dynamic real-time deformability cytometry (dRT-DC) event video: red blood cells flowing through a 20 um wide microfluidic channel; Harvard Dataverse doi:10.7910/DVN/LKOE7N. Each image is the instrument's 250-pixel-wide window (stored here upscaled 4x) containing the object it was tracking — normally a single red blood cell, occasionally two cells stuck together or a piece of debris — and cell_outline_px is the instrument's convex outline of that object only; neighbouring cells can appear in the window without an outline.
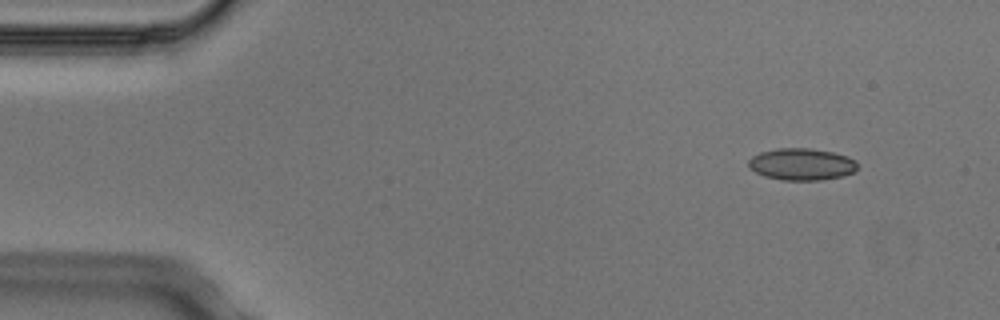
{"species": "Egyptian fruit bat (a non-hibernating species)", "species_latin": "Rousettus aegyptiacus", "temperature_condition": "cold", "stored_images_in_passage": 5, "segment_of_instrument_passage": [1, 2], "camera_frame_rate_fps": 3000, "um_per_image_px": 0.085, "animal": {"sex": "male"}, "frame": {"image": 1, "passage_image": 1, "time_ms": 0.0, "image_size_px": [1000, 320], "cell_outline_px": [[856, 172], [844, 176], [820, 180], [780, 180], [764, 176], [748, 168], [748, 160], [752, 156], [760, 152], [776, 148], [808, 148], [832, 152], [848, 156], [856, 160]], "centroid_in_image_um": [68.13, 13.96], "position_along_channel_um": 16.9, "area_um2": 20.46}}